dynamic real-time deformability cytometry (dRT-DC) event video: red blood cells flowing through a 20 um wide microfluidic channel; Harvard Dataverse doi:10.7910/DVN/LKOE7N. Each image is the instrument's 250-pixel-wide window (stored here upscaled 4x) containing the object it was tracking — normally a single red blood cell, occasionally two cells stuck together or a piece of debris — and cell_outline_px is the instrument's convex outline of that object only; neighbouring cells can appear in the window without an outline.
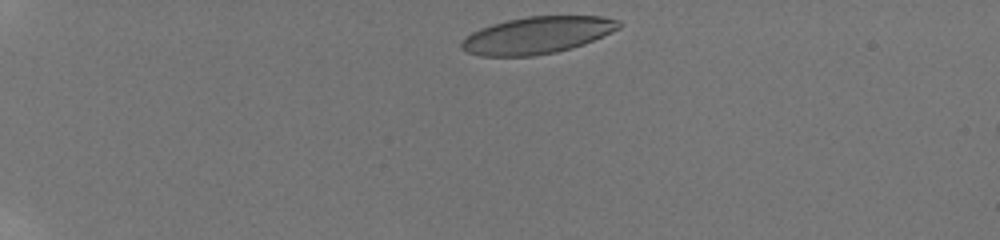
{"species": "human", "species_latin": "Homo sapiens", "temperature_condition": "room temperature", "stored_images_in_passage": 31, "camera_frame_rate_fps": 3000, "um_per_image_px": 0.085, "donor": {"sex": "male"}, "frame": {"image": 1, "passage_image": 4, "time_ms": 0.333, "image_size_px": [1000, 240], "cell_outline_px": [[624, 24], [620, 28], [612, 32], [584, 44], [572, 48], [556, 52], [532, 56], [480, 56], [468, 52], [460, 48], [460, 44], [472, 32], [480, 28], [492, 24], [508, 20], [528, 16], [604, 16], [620, 20]], "centroid_in_image_um": [45.71, 2.99], "position_along_channel_um": 39.3, "area_um2": 33.99}}
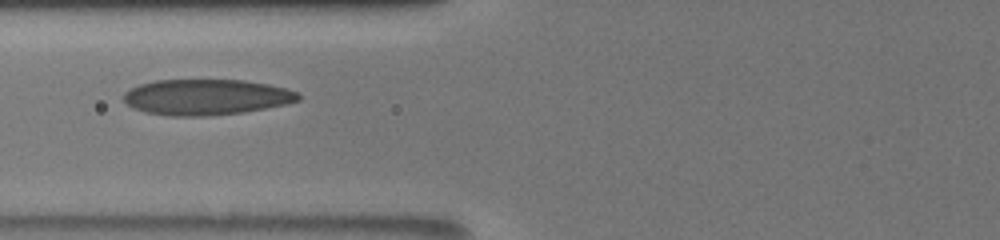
{"frame": {"image": 2, "passage_image": 21, "time_ms": 4.333, "image_size_px": [1000, 240], "cell_outline_px": [[300, 100], [284, 104], [244, 112], [208, 116], [168, 116], [144, 112], [132, 108], [124, 100], [124, 92], [140, 84], [156, 80], [244, 80], [268, 84], [284, 88], [296, 92], [300, 96]], "centroid_in_image_um": [17.5, 8.26], "position_along_channel_um": 108.3, "area_um2": 36.3}}
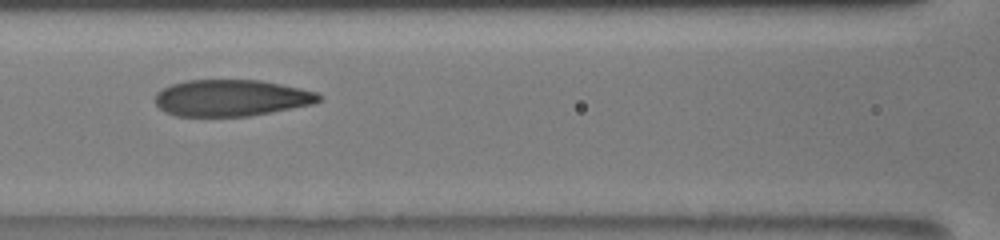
{"frame": {"image": 3, "passage_image": 26, "time_ms": 5.333, "image_size_px": [1000, 240], "cell_outline_px": [[320, 100], [312, 104], [248, 116], [176, 116], [164, 112], [156, 104], [156, 92], [172, 84], [188, 80], [260, 80], [300, 88], [316, 92], [320, 96]], "centroid_in_image_um": [19.62, 8.32], "position_along_channel_um": 147.0, "area_um2": 34.56}}